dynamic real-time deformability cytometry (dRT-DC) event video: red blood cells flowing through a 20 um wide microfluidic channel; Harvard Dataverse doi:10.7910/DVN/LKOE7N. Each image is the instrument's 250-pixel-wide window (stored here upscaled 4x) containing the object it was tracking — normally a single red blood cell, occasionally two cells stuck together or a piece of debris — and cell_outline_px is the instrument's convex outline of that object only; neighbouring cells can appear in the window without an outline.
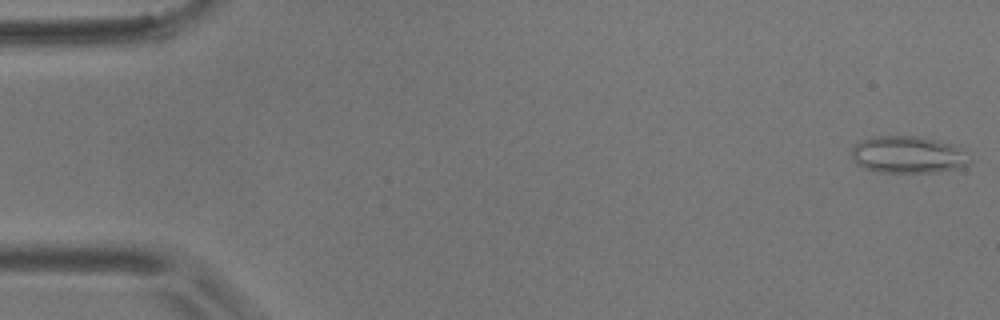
{"species": "common noctule bat (a hibernating species)", "species_latin": "Nyctalus noctula", "temperature_condition": "room temperature", "stored_images_in_passage": 5, "camera_frame_rate_fps": 3000, "um_per_image_px": 0.085, "animal": {"sex": "male", "body_mass_g": 17.9}, "frame": {"image": 1, "passage_image": 1, "time_ms": 0.0, "image_size_px": [1000, 320], "cell_outline_px": [[972, 160], [964, 168], [936, 172], [880, 172], [864, 168], [856, 164], [852, 160], [852, 148], [856, 144], [872, 136], [916, 136], [940, 140], [952, 144]], "centroid_in_image_um": [77.18, 13.16], "position_along_channel_um": 7.8, "area_um2": 25.55}}